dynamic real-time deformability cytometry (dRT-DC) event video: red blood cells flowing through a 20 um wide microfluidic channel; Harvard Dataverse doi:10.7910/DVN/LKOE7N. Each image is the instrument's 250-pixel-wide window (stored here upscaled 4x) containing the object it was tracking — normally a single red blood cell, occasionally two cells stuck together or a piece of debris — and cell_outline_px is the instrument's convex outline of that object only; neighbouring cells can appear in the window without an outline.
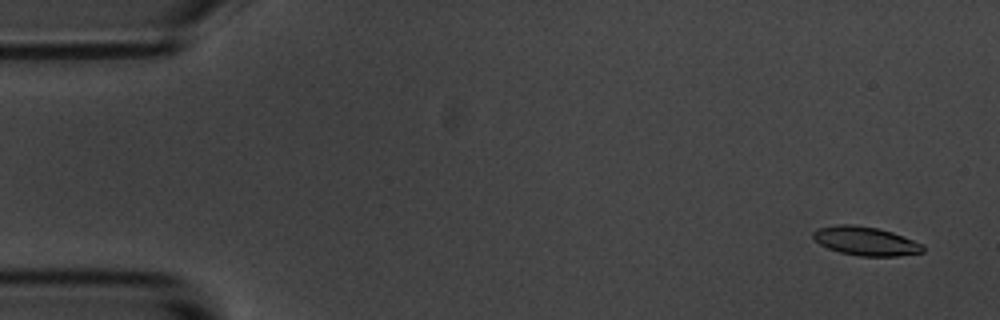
{"species": "common noctule bat (a hibernating species)", "species_latin": "Nyctalus noctula", "temperature_condition": "room temperature", "stored_images_in_passage": 57, "camera_frame_rate_fps": 3000, "um_per_image_px": 0.085, "animal": {"sex": "male", "body_mass_g": 20.1, "forearm_length_mm": 53.5}, "frame": {"image": 1, "passage_image": 3, "time_ms": 0.667, "image_size_px": [1000, 320], "cell_outline_px": [[924, 252], [896, 256], [860, 256], [840, 252], [828, 248], [820, 244], [812, 236], [812, 232], [816, 228], [836, 224], [852, 224], [876, 228], [892, 232], [924, 244]], "centroid_in_image_um": [73.56, 20.48], "position_along_channel_um": 11.4, "area_um2": 18.44}}
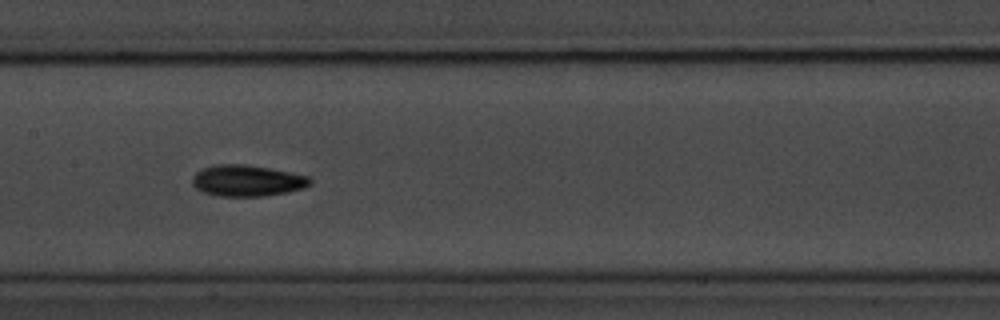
{"frame": {"image": 2, "passage_image": 28, "time_ms": 9.0, "image_size_px": [1000, 320], "cell_outline_px": [[312, 184], [304, 188], [288, 192], [264, 196], [216, 196], [204, 192], [196, 188], [192, 184], [192, 176], [200, 168], [212, 164], [248, 164], [308, 176], [312, 180]], "centroid_in_image_um": [20.98, 15.35], "position_along_channel_um": 186.4, "area_um2": 21.68}}
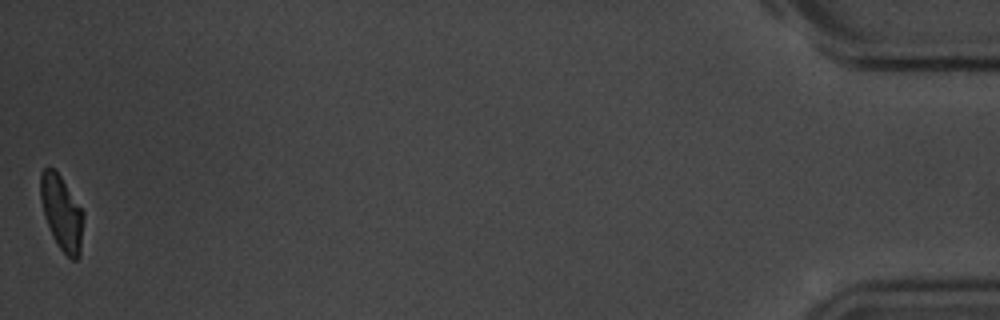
{"frame": {"image": 3, "passage_image": 57, "time_ms": 18.667, "image_size_px": [1000, 320], "cell_outline_px": [[84, 216], [80, 256], [76, 260], [72, 260], [56, 244], [52, 236], [44, 216], [40, 200], [40, 172], [44, 168], [52, 168], [60, 176], [84, 212]], "centroid_in_image_um": [5.24, 18.12], "position_along_channel_um": 430.0, "area_um2": 18.73}, "authors_computed_cell_mechanics": {"area_um2": 19.652, "velocity_mm_per_s": 3.5215, "shape_relaxation_time_tau1_ms": 3.0203, "shape_relaxation_time_tau2_ms": 5.1279, "deformation_change_tau1": 0.1246, "deformation_change_tau2": 0.1142}}